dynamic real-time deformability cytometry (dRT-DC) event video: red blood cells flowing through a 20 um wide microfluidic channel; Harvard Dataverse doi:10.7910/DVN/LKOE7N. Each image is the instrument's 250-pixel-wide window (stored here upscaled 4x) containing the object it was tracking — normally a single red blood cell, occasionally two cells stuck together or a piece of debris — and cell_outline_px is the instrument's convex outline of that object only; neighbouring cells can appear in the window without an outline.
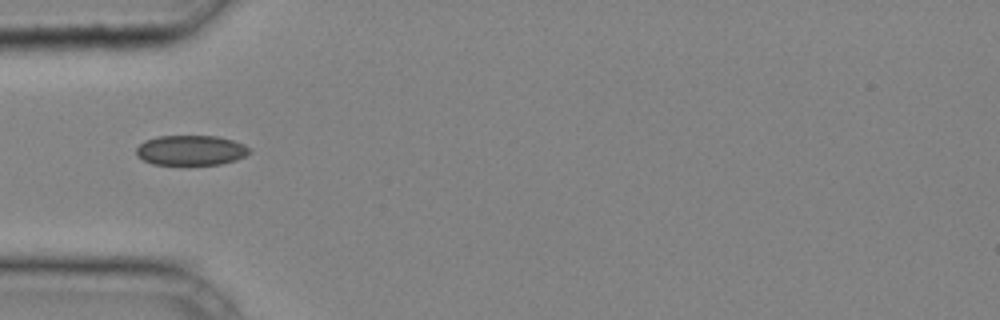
{"species": "common noctule bat (a hibernating species)", "species_latin": "Nyctalus noctula", "temperature_condition": "cold", "stored_images_in_passage": 27, "camera_frame_rate_fps": 3000, "um_per_image_px": 0.085, "animal": {"sex": "male", "body_mass_g": 20.4}, "frame": {"image": 1, "passage_image": 1, "time_ms": 0.0, "image_size_px": [1000, 320], "cell_outline_px": [[252, 152], [236, 160], [220, 164], [152, 164], [136, 156], [136, 148], [144, 140], [156, 136], [216, 136], [232, 140], [244, 144], [252, 148]], "centroid_in_image_um": [16.23, 12.76], "position_along_channel_um": 68.8, "area_um2": 19.88}}
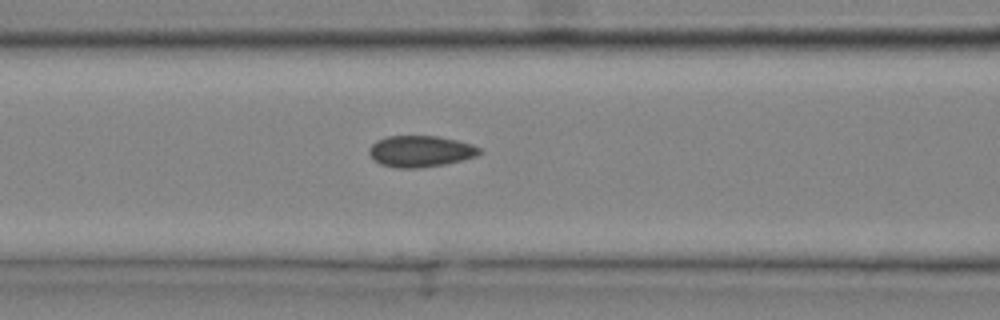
{"frame": {"image": 2, "passage_image": 5, "time_ms": 1.333, "image_size_px": [1000, 320], "cell_outline_px": [[484, 152], [476, 156], [444, 164], [416, 168], [392, 168], [380, 164], [368, 152], [368, 148], [376, 140], [388, 136], [436, 136], [456, 140], [472, 144], [480, 148]], "centroid_in_image_um": [35.73, 12.86], "position_along_channel_um": 130.9, "area_um2": 20.11}}